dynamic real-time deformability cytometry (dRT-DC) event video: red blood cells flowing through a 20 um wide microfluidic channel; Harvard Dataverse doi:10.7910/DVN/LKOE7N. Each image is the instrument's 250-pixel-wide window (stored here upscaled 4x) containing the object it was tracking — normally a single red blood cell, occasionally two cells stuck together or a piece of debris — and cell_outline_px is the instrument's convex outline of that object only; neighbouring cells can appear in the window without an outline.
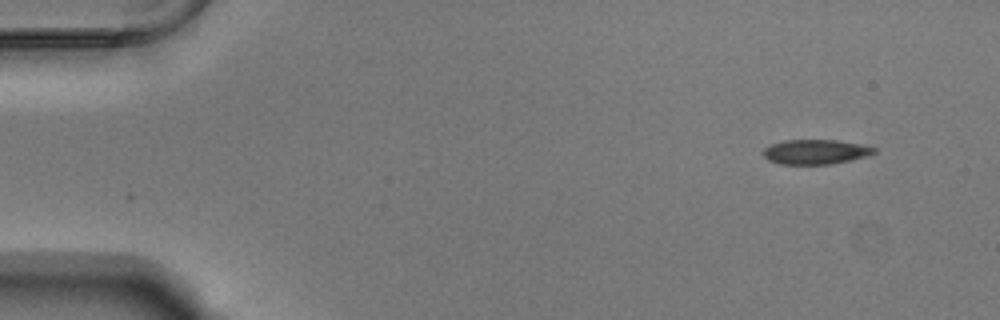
{"species": "Egyptian fruit bat (a non-hibernating species)", "species_latin": "Rousettus aegyptiacus", "temperature_condition": "warm", "stored_images_in_passage": 50, "camera_frame_rate_fps": 3000, "um_per_image_px": 0.085, "animal": {"sex": "male"}, "frame": {"image": 1, "passage_image": 1, "time_ms": 0.0, "image_size_px": [1000, 320], "cell_outline_px": [[876, 152], [868, 156], [832, 164], [780, 164], [768, 160], [764, 156], [764, 148], [772, 144], [784, 140], [836, 140], [860, 144], [876, 148]], "centroid_in_image_um": [69.33, 12.91], "position_along_channel_um": 15.7, "area_um2": 15.9}}
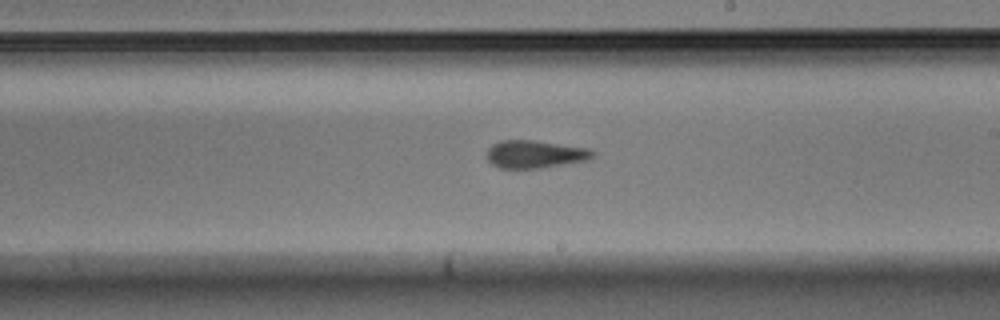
{"frame": {"image": 2, "passage_image": 28, "time_ms": 9.0, "image_size_px": [1000, 320], "cell_outline_px": [[596, 156], [588, 160], [540, 168], [500, 168], [492, 164], [488, 160], [488, 148], [492, 144], [500, 140], [532, 140], [588, 148], [596, 152]], "centroid_in_image_um": [45.5, 13.1], "position_along_channel_um": 243.5, "area_um2": 17.11}}
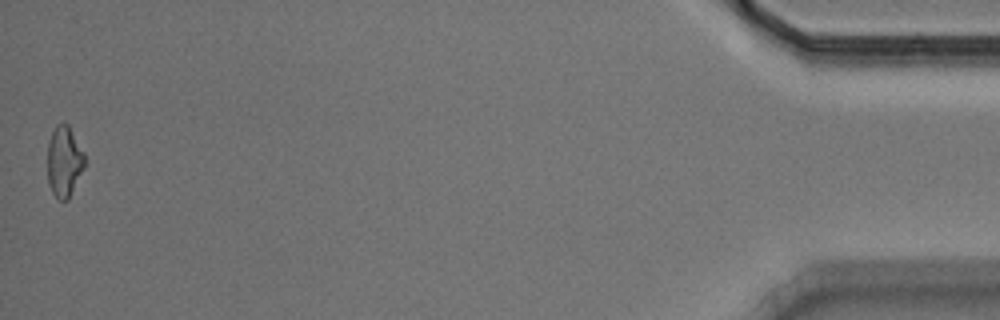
{"frame": {"image": 3, "passage_image": 50, "time_ms": 16.333, "image_size_px": [1000, 320], "cell_outline_px": [[84, 168], [68, 200], [60, 200], [52, 192], [48, 184], [48, 140], [56, 124], [68, 124], [84, 152]], "centroid_in_image_um": [5.45, 13.72], "position_along_channel_um": 429.7, "area_um2": 15.26}, "authors_computed_cell_mechanics": {"area_um2": 16.7331, "velocity_mm_per_s": 3.773, "shape_relaxation_time_tau1_ms": null, "shape_relaxation_time_tau2_ms": 5.0336, "deformation_change_tau1": null, "deformation_change_tau2": 0.1279}}